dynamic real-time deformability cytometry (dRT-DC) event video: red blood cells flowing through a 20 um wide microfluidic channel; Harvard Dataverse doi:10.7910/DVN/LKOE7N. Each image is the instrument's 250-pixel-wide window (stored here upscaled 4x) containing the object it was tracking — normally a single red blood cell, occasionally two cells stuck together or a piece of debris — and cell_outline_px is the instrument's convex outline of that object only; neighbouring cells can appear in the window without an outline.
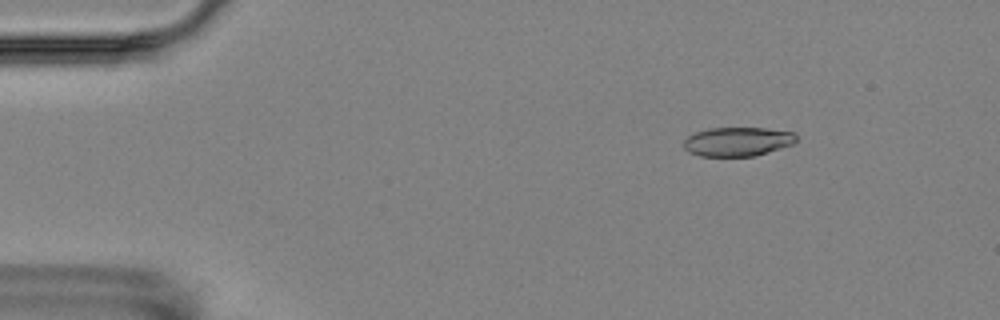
{"species": "Egyptian fruit bat (a non-hibernating species)", "species_latin": "Rousettus aegyptiacus", "temperature_condition": "room temperature", "stored_images_in_passage": 3, "camera_frame_rate_fps": 3000, "um_per_image_px": 0.085, "animal": {"sex": "female"}, "frame": {"image": 1, "passage_image": 1, "time_ms": 0.0, "image_size_px": [1000, 320], "cell_outline_px": [[796, 140], [792, 144], [756, 156], [700, 156], [688, 152], [684, 148], [684, 140], [688, 136], [696, 132], [708, 128], [764, 128], [796, 132]], "centroid_in_image_um": [62.69, 12.03], "position_along_channel_um": 22.3, "area_um2": 19.07}}
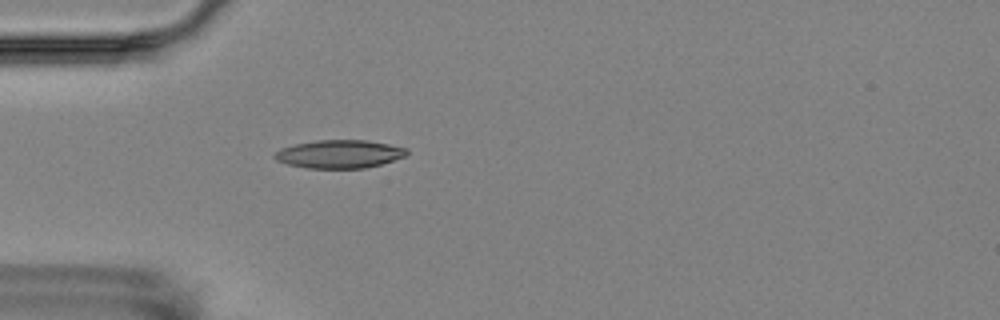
{"frame": {"image": 2, "passage_image": 3, "time_ms": 3.0, "image_size_px": [1000, 320], "cell_outline_px": [[408, 152], [404, 156], [380, 164], [364, 168], [308, 168], [288, 164], [276, 160], [272, 156], [280, 148], [296, 144], [316, 140], [364, 140], [388, 144], [408, 148]], "centroid_in_image_um": [28.82, 13.09], "position_along_channel_um": 56.2, "area_um2": 21.5}}